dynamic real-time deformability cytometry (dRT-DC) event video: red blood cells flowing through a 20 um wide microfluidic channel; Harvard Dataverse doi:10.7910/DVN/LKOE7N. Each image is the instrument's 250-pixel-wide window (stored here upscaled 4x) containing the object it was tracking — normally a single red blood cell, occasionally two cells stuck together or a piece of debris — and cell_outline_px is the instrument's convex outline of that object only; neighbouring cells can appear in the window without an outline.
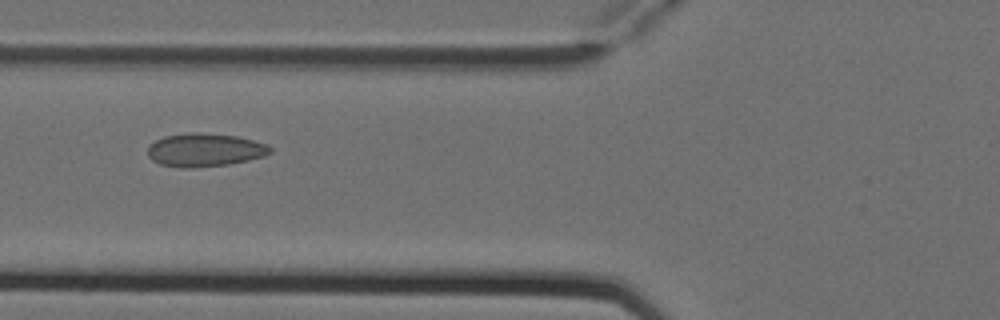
{"species": "Egyptian fruit bat (a non-hibernating species)", "species_latin": "Rousettus aegyptiacus", "temperature_condition": "cold", "stored_images_in_passage": 7, "camera_frame_rate_fps": 3000, "um_per_image_px": 0.085, "animal": {"sex": "female"}, "frame": {"image": 1, "passage_image": 5, "time_ms": 1.333, "image_size_px": [1000, 320], "cell_outline_px": [[272, 152], [264, 156], [248, 160], [228, 164], [192, 168], [180, 168], [160, 164], [152, 160], [148, 156], [148, 148], [156, 140], [164, 136], [192, 132], [196, 132], [236, 136], [268, 144], [272, 148]], "centroid_in_image_um": [17.41, 12.75], "position_along_channel_um": 108.4, "area_um2": 23.7}}
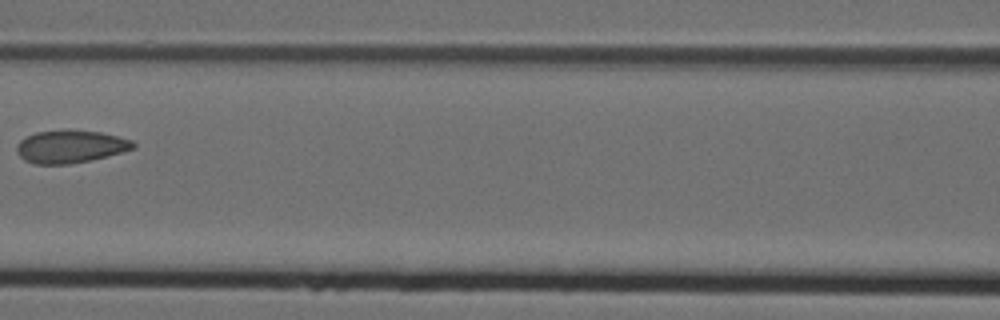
{"frame": {"image": 2, "passage_image": 6, "time_ms": 1.667, "image_size_px": [1000, 320], "cell_outline_px": [[136, 148], [88, 160], [68, 164], [32, 164], [24, 160], [16, 152], [16, 144], [20, 140], [36, 132], [64, 128], [100, 132], [132, 140], [136, 144]], "centroid_in_image_um": [5.93, 12.43], "position_along_channel_um": 160.7, "area_um2": 22.37}}
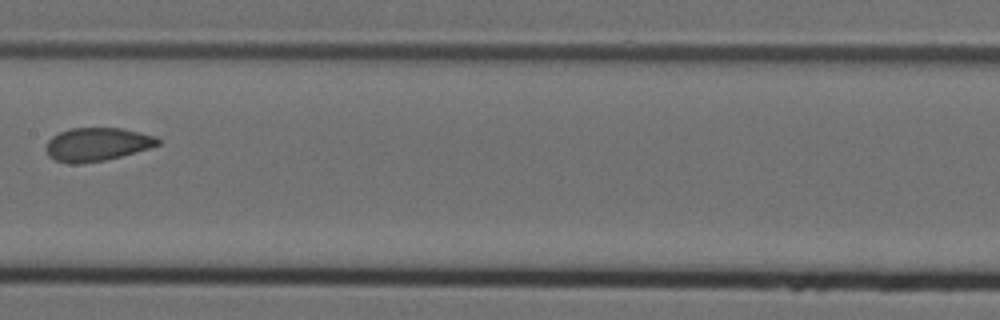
{"frame": {"image": 3, "passage_image": 7, "time_ms": 2.0, "image_size_px": [1000, 320], "cell_outline_px": [[160, 144], [148, 148], [120, 156], [104, 160], [80, 164], [68, 164], [56, 160], [48, 156], [44, 148], [48, 140], [52, 136], [68, 128], [124, 128], [140, 132], [152, 136], [160, 140]], "centroid_in_image_um": [8.18, 12.27], "position_along_channel_um": 199.2, "area_um2": 21.73}}